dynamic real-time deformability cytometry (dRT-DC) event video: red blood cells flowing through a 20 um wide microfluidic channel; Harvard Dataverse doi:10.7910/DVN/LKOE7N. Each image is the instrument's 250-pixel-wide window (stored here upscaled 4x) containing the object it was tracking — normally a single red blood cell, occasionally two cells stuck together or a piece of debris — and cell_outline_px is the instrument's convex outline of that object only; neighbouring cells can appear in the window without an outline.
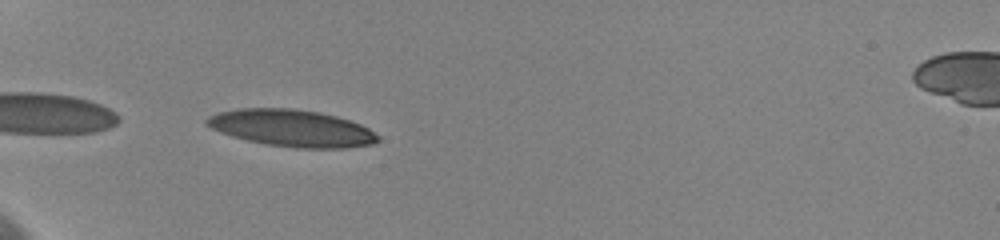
{"species": "human", "species_latin": "Homo sapiens", "temperature_condition": "cold", "stored_images_in_passage": 7, "camera_frame_rate_fps": 3000, "um_per_image_px": 0.085, "donor": {"sex": "female"}, "frame": {"image": 1, "passage_image": 1, "time_ms": 0.0, "image_size_px": [1000, 240], "cell_outline_px": [[380, 140], [376, 144], [348, 148], [296, 148], [264, 144], [232, 136], [220, 132], [204, 124], [204, 120], [208, 116], [220, 112], [240, 108], [292, 108], [320, 112], [336, 116], [360, 124], [368, 128], [380, 136]], "centroid_in_image_um": [24.82, 10.9], "position_along_channel_um": 60.2, "area_um2": 37.05}}